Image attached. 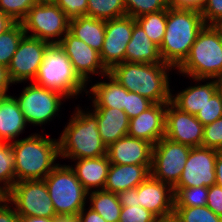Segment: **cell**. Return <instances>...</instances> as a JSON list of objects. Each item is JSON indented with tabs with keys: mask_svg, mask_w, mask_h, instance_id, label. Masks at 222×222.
Returning <instances> with one entry per match:
<instances>
[{
	"mask_svg": "<svg viewBox=\"0 0 222 222\" xmlns=\"http://www.w3.org/2000/svg\"><path fill=\"white\" fill-rule=\"evenodd\" d=\"M216 85H217V92L221 95L222 98V75L215 78Z\"/></svg>",
	"mask_w": 222,
	"mask_h": 222,
	"instance_id": "obj_54",
	"label": "cell"
},
{
	"mask_svg": "<svg viewBox=\"0 0 222 222\" xmlns=\"http://www.w3.org/2000/svg\"><path fill=\"white\" fill-rule=\"evenodd\" d=\"M6 199V193L0 188V203Z\"/></svg>",
	"mask_w": 222,
	"mask_h": 222,
	"instance_id": "obj_55",
	"label": "cell"
},
{
	"mask_svg": "<svg viewBox=\"0 0 222 222\" xmlns=\"http://www.w3.org/2000/svg\"><path fill=\"white\" fill-rule=\"evenodd\" d=\"M217 152L202 146L191 148L180 179L174 187H210L216 184Z\"/></svg>",
	"mask_w": 222,
	"mask_h": 222,
	"instance_id": "obj_14",
	"label": "cell"
},
{
	"mask_svg": "<svg viewBox=\"0 0 222 222\" xmlns=\"http://www.w3.org/2000/svg\"><path fill=\"white\" fill-rule=\"evenodd\" d=\"M135 23V18L128 15L105 21V36L100 58L108 71L125 62L126 46L131 40Z\"/></svg>",
	"mask_w": 222,
	"mask_h": 222,
	"instance_id": "obj_12",
	"label": "cell"
},
{
	"mask_svg": "<svg viewBox=\"0 0 222 222\" xmlns=\"http://www.w3.org/2000/svg\"><path fill=\"white\" fill-rule=\"evenodd\" d=\"M40 0H0V11L14 22H21Z\"/></svg>",
	"mask_w": 222,
	"mask_h": 222,
	"instance_id": "obj_36",
	"label": "cell"
},
{
	"mask_svg": "<svg viewBox=\"0 0 222 222\" xmlns=\"http://www.w3.org/2000/svg\"><path fill=\"white\" fill-rule=\"evenodd\" d=\"M69 20L52 0H40L28 11L21 24L27 36L48 43H59L64 37L62 35L69 31ZM28 31L33 33L28 35ZM56 37L60 40H56Z\"/></svg>",
	"mask_w": 222,
	"mask_h": 222,
	"instance_id": "obj_8",
	"label": "cell"
},
{
	"mask_svg": "<svg viewBox=\"0 0 222 222\" xmlns=\"http://www.w3.org/2000/svg\"><path fill=\"white\" fill-rule=\"evenodd\" d=\"M149 39L159 47L164 39L167 24V9L135 18Z\"/></svg>",
	"mask_w": 222,
	"mask_h": 222,
	"instance_id": "obj_29",
	"label": "cell"
},
{
	"mask_svg": "<svg viewBox=\"0 0 222 222\" xmlns=\"http://www.w3.org/2000/svg\"><path fill=\"white\" fill-rule=\"evenodd\" d=\"M109 82H98L91 86L93 107H111L124 111L126 107V89L109 73L105 75ZM108 76V77H107Z\"/></svg>",
	"mask_w": 222,
	"mask_h": 222,
	"instance_id": "obj_27",
	"label": "cell"
},
{
	"mask_svg": "<svg viewBox=\"0 0 222 222\" xmlns=\"http://www.w3.org/2000/svg\"><path fill=\"white\" fill-rule=\"evenodd\" d=\"M127 15L123 0H88L87 16L111 20Z\"/></svg>",
	"mask_w": 222,
	"mask_h": 222,
	"instance_id": "obj_31",
	"label": "cell"
},
{
	"mask_svg": "<svg viewBox=\"0 0 222 222\" xmlns=\"http://www.w3.org/2000/svg\"><path fill=\"white\" fill-rule=\"evenodd\" d=\"M215 173H216V184L222 187V151L217 152Z\"/></svg>",
	"mask_w": 222,
	"mask_h": 222,
	"instance_id": "obj_49",
	"label": "cell"
},
{
	"mask_svg": "<svg viewBox=\"0 0 222 222\" xmlns=\"http://www.w3.org/2000/svg\"><path fill=\"white\" fill-rule=\"evenodd\" d=\"M152 165H110L104 186L105 191L118 194L136 188L151 175Z\"/></svg>",
	"mask_w": 222,
	"mask_h": 222,
	"instance_id": "obj_20",
	"label": "cell"
},
{
	"mask_svg": "<svg viewBox=\"0 0 222 222\" xmlns=\"http://www.w3.org/2000/svg\"><path fill=\"white\" fill-rule=\"evenodd\" d=\"M128 16L133 18L167 9V0H123Z\"/></svg>",
	"mask_w": 222,
	"mask_h": 222,
	"instance_id": "obj_35",
	"label": "cell"
},
{
	"mask_svg": "<svg viewBox=\"0 0 222 222\" xmlns=\"http://www.w3.org/2000/svg\"><path fill=\"white\" fill-rule=\"evenodd\" d=\"M16 182L43 180L58 164L59 141L34 134L12 143Z\"/></svg>",
	"mask_w": 222,
	"mask_h": 222,
	"instance_id": "obj_3",
	"label": "cell"
},
{
	"mask_svg": "<svg viewBox=\"0 0 222 222\" xmlns=\"http://www.w3.org/2000/svg\"><path fill=\"white\" fill-rule=\"evenodd\" d=\"M173 67L165 63L123 62L114 66L109 74L129 92L140 94L153 103L171 101L167 71Z\"/></svg>",
	"mask_w": 222,
	"mask_h": 222,
	"instance_id": "obj_2",
	"label": "cell"
},
{
	"mask_svg": "<svg viewBox=\"0 0 222 222\" xmlns=\"http://www.w3.org/2000/svg\"><path fill=\"white\" fill-rule=\"evenodd\" d=\"M34 83L60 92L66 98L85 91L84 87L87 85L76 74L71 61L59 43L48 45Z\"/></svg>",
	"mask_w": 222,
	"mask_h": 222,
	"instance_id": "obj_6",
	"label": "cell"
},
{
	"mask_svg": "<svg viewBox=\"0 0 222 222\" xmlns=\"http://www.w3.org/2000/svg\"><path fill=\"white\" fill-rule=\"evenodd\" d=\"M59 45L67 54L74 71L85 84L90 78L88 74H98L99 72L104 77L109 73L101 61L100 53L69 31L61 39Z\"/></svg>",
	"mask_w": 222,
	"mask_h": 222,
	"instance_id": "obj_16",
	"label": "cell"
},
{
	"mask_svg": "<svg viewBox=\"0 0 222 222\" xmlns=\"http://www.w3.org/2000/svg\"><path fill=\"white\" fill-rule=\"evenodd\" d=\"M20 222H55V218L46 217H20Z\"/></svg>",
	"mask_w": 222,
	"mask_h": 222,
	"instance_id": "obj_51",
	"label": "cell"
},
{
	"mask_svg": "<svg viewBox=\"0 0 222 222\" xmlns=\"http://www.w3.org/2000/svg\"><path fill=\"white\" fill-rule=\"evenodd\" d=\"M6 199L15 204V211L20 217H57L44 180L15 182L6 193Z\"/></svg>",
	"mask_w": 222,
	"mask_h": 222,
	"instance_id": "obj_9",
	"label": "cell"
},
{
	"mask_svg": "<svg viewBox=\"0 0 222 222\" xmlns=\"http://www.w3.org/2000/svg\"><path fill=\"white\" fill-rule=\"evenodd\" d=\"M15 22L6 14L0 11V35L9 29Z\"/></svg>",
	"mask_w": 222,
	"mask_h": 222,
	"instance_id": "obj_50",
	"label": "cell"
},
{
	"mask_svg": "<svg viewBox=\"0 0 222 222\" xmlns=\"http://www.w3.org/2000/svg\"><path fill=\"white\" fill-rule=\"evenodd\" d=\"M66 96L35 83L25 87L17 100L27 123L41 125L52 119Z\"/></svg>",
	"mask_w": 222,
	"mask_h": 222,
	"instance_id": "obj_11",
	"label": "cell"
},
{
	"mask_svg": "<svg viewBox=\"0 0 222 222\" xmlns=\"http://www.w3.org/2000/svg\"><path fill=\"white\" fill-rule=\"evenodd\" d=\"M191 147L162 137L152 150L151 176L174 187L183 172Z\"/></svg>",
	"mask_w": 222,
	"mask_h": 222,
	"instance_id": "obj_10",
	"label": "cell"
},
{
	"mask_svg": "<svg viewBox=\"0 0 222 222\" xmlns=\"http://www.w3.org/2000/svg\"><path fill=\"white\" fill-rule=\"evenodd\" d=\"M202 147L222 151V116L204 126Z\"/></svg>",
	"mask_w": 222,
	"mask_h": 222,
	"instance_id": "obj_38",
	"label": "cell"
},
{
	"mask_svg": "<svg viewBox=\"0 0 222 222\" xmlns=\"http://www.w3.org/2000/svg\"><path fill=\"white\" fill-rule=\"evenodd\" d=\"M97 126L103 143L108 147L128 134L129 118L123 110L111 107H94Z\"/></svg>",
	"mask_w": 222,
	"mask_h": 222,
	"instance_id": "obj_21",
	"label": "cell"
},
{
	"mask_svg": "<svg viewBox=\"0 0 222 222\" xmlns=\"http://www.w3.org/2000/svg\"><path fill=\"white\" fill-rule=\"evenodd\" d=\"M125 61L130 63H164L160 49L152 42L143 28L136 22L133 27L131 40L126 46Z\"/></svg>",
	"mask_w": 222,
	"mask_h": 222,
	"instance_id": "obj_22",
	"label": "cell"
},
{
	"mask_svg": "<svg viewBox=\"0 0 222 222\" xmlns=\"http://www.w3.org/2000/svg\"><path fill=\"white\" fill-rule=\"evenodd\" d=\"M204 26L199 10L168 7L165 35L159 47L162 61L178 68Z\"/></svg>",
	"mask_w": 222,
	"mask_h": 222,
	"instance_id": "obj_1",
	"label": "cell"
},
{
	"mask_svg": "<svg viewBox=\"0 0 222 222\" xmlns=\"http://www.w3.org/2000/svg\"><path fill=\"white\" fill-rule=\"evenodd\" d=\"M216 27L220 30L221 35H222V20L216 24Z\"/></svg>",
	"mask_w": 222,
	"mask_h": 222,
	"instance_id": "obj_56",
	"label": "cell"
},
{
	"mask_svg": "<svg viewBox=\"0 0 222 222\" xmlns=\"http://www.w3.org/2000/svg\"><path fill=\"white\" fill-rule=\"evenodd\" d=\"M206 0H167L168 6L173 8L195 9L201 11Z\"/></svg>",
	"mask_w": 222,
	"mask_h": 222,
	"instance_id": "obj_45",
	"label": "cell"
},
{
	"mask_svg": "<svg viewBox=\"0 0 222 222\" xmlns=\"http://www.w3.org/2000/svg\"><path fill=\"white\" fill-rule=\"evenodd\" d=\"M156 222H180L178 218L173 214L164 216V217H159L157 218Z\"/></svg>",
	"mask_w": 222,
	"mask_h": 222,
	"instance_id": "obj_53",
	"label": "cell"
},
{
	"mask_svg": "<svg viewBox=\"0 0 222 222\" xmlns=\"http://www.w3.org/2000/svg\"><path fill=\"white\" fill-rule=\"evenodd\" d=\"M74 116L65 126L59 141V156L73 159L97 158L107 155V146L103 143L97 126V117L93 113L77 108ZM83 111V112H82Z\"/></svg>",
	"mask_w": 222,
	"mask_h": 222,
	"instance_id": "obj_4",
	"label": "cell"
},
{
	"mask_svg": "<svg viewBox=\"0 0 222 222\" xmlns=\"http://www.w3.org/2000/svg\"><path fill=\"white\" fill-rule=\"evenodd\" d=\"M166 109L167 103H154L139 116L129 119L127 135L154 146L165 134Z\"/></svg>",
	"mask_w": 222,
	"mask_h": 222,
	"instance_id": "obj_18",
	"label": "cell"
},
{
	"mask_svg": "<svg viewBox=\"0 0 222 222\" xmlns=\"http://www.w3.org/2000/svg\"><path fill=\"white\" fill-rule=\"evenodd\" d=\"M206 206L217 216L222 217V187L218 184L208 187Z\"/></svg>",
	"mask_w": 222,
	"mask_h": 222,
	"instance_id": "obj_43",
	"label": "cell"
},
{
	"mask_svg": "<svg viewBox=\"0 0 222 222\" xmlns=\"http://www.w3.org/2000/svg\"><path fill=\"white\" fill-rule=\"evenodd\" d=\"M25 35L21 22H15L0 35V65L6 68L9 66L20 41Z\"/></svg>",
	"mask_w": 222,
	"mask_h": 222,
	"instance_id": "obj_30",
	"label": "cell"
},
{
	"mask_svg": "<svg viewBox=\"0 0 222 222\" xmlns=\"http://www.w3.org/2000/svg\"><path fill=\"white\" fill-rule=\"evenodd\" d=\"M49 44L46 41L27 35L22 38L7 67L12 83H21L30 78L34 81Z\"/></svg>",
	"mask_w": 222,
	"mask_h": 222,
	"instance_id": "obj_13",
	"label": "cell"
},
{
	"mask_svg": "<svg viewBox=\"0 0 222 222\" xmlns=\"http://www.w3.org/2000/svg\"><path fill=\"white\" fill-rule=\"evenodd\" d=\"M213 81L206 84L190 86L176 96H171V103L183 112L196 115L203 108L210 98L217 92V85Z\"/></svg>",
	"mask_w": 222,
	"mask_h": 222,
	"instance_id": "obj_25",
	"label": "cell"
},
{
	"mask_svg": "<svg viewBox=\"0 0 222 222\" xmlns=\"http://www.w3.org/2000/svg\"><path fill=\"white\" fill-rule=\"evenodd\" d=\"M26 123L17 100L11 95L0 96V141L16 138Z\"/></svg>",
	"mask_w": 222,
	"mask_h": 222,
	"instance_id": "obj_24",
	"label": "cell"
},
{
	"mask_svg": "<svg viewBox=\"0 0 222 222\" xmlns=\"http://www.w3.org/2000/svg\"><path fill=\"white\" fill-rule=\"evenodd\" d=\"M43 180L57 216H77L85 207L88 192L72 166L58 164Z\"/></svg>",
	"mask_w": 222,
	"mask_h": 222,
	"instance_id": "obj_7",
	"label": "cell"
},
{
	"mask_svg": "<svg viewBox=\"0 0 222 222\" xmlns=\"http://www.w3.org/2000/svg\"><path fill=\"white\" fill-rule=\"evenodd\" d=\"M200 13L205 25H216L222 20V0H206Z\"/></svg>",
	"mask_w": 222,
	"mask_h": 222,
	"instance_id": "obj_42",
	"label": "cell"
},
{
	"mask_svg": "<svg viewBox=\"0 0 222 222\" xmlns=\"http://www.w3.org/2000/svg\"><path fill=\"white\" fill-rule=\"evenodd\" d=\"M157 217L140 205L122 206L119 222H156Z\"/></svg>",
	"mask_w": 222,
	"mask_h": 222,
	"instance_id": "obj_39",
	"label": "cell"
},
{
	"mask_svg": "<svg viewBox=\"0 0 222 222\" xmlns=\"http://www.w3.org/2000/svg\"><path fill=\"white\" fill-rule=\"evenodd\" d=\"M10 83L12 82L8 75L7 68L3 65H0V96L7 95L6 92L8 91L7 89L9 88L8 86Z\"/></svg>",
	"mask_w": 222,
	"mask_h": 222,
	"instance_id": "obj_48",
	"label": "cell"
},
{
	"mask_svg": "<svg viewBox=\"0 0 222 222\" xmlns=\"http://www.w3.org/2000/svg\"><path fill=\"white\" fill-rule=\"evenodd\" d=\"M9 203L7 199H4L3 202L0 203V222H20V216L15 209L10 208Z\"/></svg>",
	"mask_w": 222,
	"mask_h": 222,
	"instance_id": "obj_44",
	"label": "cell"
},
{
	"mask_svg": "<svg viewBox=\"0 0 222 222\" xmlns=\"http://www.w3.org/2000/svg\"><path fill=\"white\" fill-rule=\"evenodd\" d=\"M69 32L99 53L103 48L105 20L81 16L69 20Z\"/></svg>",
	"mask_w": 222,
	"mask_h": 222,
	"instance_id": "obj_26",
	"label": "cell"
},
{
	"mask_svg": "<svg viewBox=\"0 0 222 222\" xmlns=\"http://www.w3.org/2000/svg\"><path fill=\"white\" fill-rule=\"evenodd\" d=\"M203 131L204 125L195 115L179 110L171 102L167 103L164 137L191 148L201 147Z\"/></svg>",
	"mask_w": 222,
	"mask_h": 222,
	"instance_id": "obj_15",
	"label": "cell"
},
{
	"mask_svg": "<svg viewBox=\"0 0 222 222\" xmlns=\"http://www.w3.org/2000/svg\"><path fill=\"white\" fill-rule=\"evenodd\" d=\"M0 188L7 193L15 184V156L12 144L0 141Z\"/></svg>",
	"mask_w": 222,
	"mask_h": 222,
	"instance_id": "obj_32",
	"label": "cell"
},
{
	"mask_svg": "<svg viewBox=\"0 0 222 222\" xmlns=\"http://www.w3.org/2000/svg\"><path fill=\"white\" fill-rule=\"evenodd\" d=\"M84 211L85 207L77 215L79 222H106V220L93 209L90 208L86 213Z\"/></svg>",
	"mask_w": 222,
	"mask_h": 222,
	"instance_id": "obj_47",
	"label": "cell"
},
{
	"mask_svg": "<svg viewBox=\"0 0 222 222\" xmlns=\"http://www.w3.org/2000/svg\"><path fill=\"white\" fill-rule=\"evenodd\" d=\"M174 207H195L207 204L208 187H173Z\"/></svg>",
	"mask_w": 222,
	"mask_h": 222,
	"instance_id": "obj_33",
	"label": "cell"
},
{
	"mask_svg": "<svg viewBox=\"0 0 222 222\" xmlns=\"http://www.w3.org/2000/svg\"><path fill=\"white\" fill-rule=\"evenodd\" d=\"M90 194L91 209L99 213L106 222H119L122 205L116 193L94 190Z\"/></svg>",
	"mask_w": 222,
	"mask_h": 222,
	"instance_id": "obj_28",
	"label": "cell"
},
{
	"mask_svg": "<svg viewBox=\"0 0 222 222\" xmlns=\"http://www.w3.org/2000/svg\"><path fill=\"white\" fill-rule=\"evenodd\" d=\"M117 195L122 206L140 205L138 204L137 187L121 191Z\"/></svg>",
	"mask_w": 222,
	"mask_h": 222,
	"instance_id": "obj_46",
	"label": "cell"
},
{
	"mask_svg": "<svg viewBox=\"0 0 222 222\" xmlns=\"http://www.w3.org/2000/svg\"><path fill=\"white\" fill-rule=\"evenodd\" d=\"M77 160L76 167H72V169L75 171L77 179L83 188L87 192H90L91 188L94 187L103 190L111 165L107 155Z\"/></svg>",
	"mask_w": 222,
	"mask_h": 222,
	"instance_id": "obj_23",
	"label": "cell"
},
{
	"mask_svg": "<svg viewBox=\"0 0 222 222\" xmlns=\"http://www.w3.org/2000/svg\"><path fill=\"white\" fill-rule=\"evenodd\" d=\"M178 72L194 81L214 79L222 75V35L216 25H205Z\"/></svg>",
	"mask_w": 222,
	"mask_h": 222,
	"instance_id": "obj_5",
	"label": "cell"
},
{
	"mask_svg": "<svg viewBox=\"0 0 222 222\" xmlns=\"http://www.w3.org/2000/svg\"><path fill=\"white\" fill-rule=\"evenodd\" d=\"M195 116L204 126L220 118L222 116L221 95L216 92Z\"/></svg>",
	"mask_w": 222,
	"mask_h": 222,
	"instance_id": "obj_37",
	"label": "cell"
},
{
	"mask_svg": "<svg viewBox=\"0 0 222 222\" xmlns=\"http://www.w3.org/2000/svg\"><path fill=\"white\" fill-rule=\"evenodd\" d=\"M69 19L87 16L88 0H52Z\"/></svg>",
	"mask_w": 222,
	"mask_h": 222,
	"instance_id": "obj_41",
	"label": "cell"
},
{
	"mask_svg": "<svg viewBox=\"0 0 222 222\" xmlns=\"http://www.w3.org/2000/svg\"><path fill=\"white\" fill-rule=\"evenodd\" d=\"M174 215L180 222H222V217L217 216L206 205L174 207Z\"/></svg>",
	"mask_w": 222,
	"mask_h": 222,
	"instance_id": "obj_34",
	"label": "cell"
},
{
	"mask_svg": "<svg viewBox=\"0 0 222 222\" xmlns=\"http://www.w3.org/2000/svg\"><path fill=\"white\" fill-rule=\"evenodd\" d=\"M152 150L150 142L126 135L107 147V157L117 165H152Z\"/></svg>",
	"mask_w": 222,
	"mask_h": 222,
	"instance_id": "obj_19",
	"label": "cell"
},
{
	"mask_svg": "<svg viewBox=\"0 0 222 222\" xmlns=\"http://www.w3.org/2000/svg\"><path fill=\"white\" fill-rule=\"evenodd\" d=\"M55 222H79L77 216H57Z\"/></svg>",
	"mask_w": 222,
	"mask_h": 222,
	"instance_id": "obj_52",
	"label": "cell"
},
{
	"mask_svg": "<svg viewBox=\"0 0 222 222\" xmlns=\"http://www.w3.org/2000/svg\"><path fill=\"white\" fill-rule=\"evenodd\" d=\"M153 104L154 103L152 101L142 97L140 94L129 92L126 89V107H124V112L127 114L129 119L139 116Z\"/></svg>",
	"mask_w": 222,
	"mask_h": 222,
	"instance_id": "obj_40",
	"label": "cell"
},
{
	"mask_svg": "<svg viewBox=\"0 0 222 222\" xmlns=\"http://www.w3.org/2000/svg\"><path fill=\"white\" fill-rule=\"evenodd\" d=\"M138 204L157 218L174 213V190L168 183L154 179L151 175L137 186Z\"/></svg>",
	"mask_w": 222,
	"mask_h": 222,
	"instance_id": "obj_17",
	"label": "cell"
}]
</instances>
